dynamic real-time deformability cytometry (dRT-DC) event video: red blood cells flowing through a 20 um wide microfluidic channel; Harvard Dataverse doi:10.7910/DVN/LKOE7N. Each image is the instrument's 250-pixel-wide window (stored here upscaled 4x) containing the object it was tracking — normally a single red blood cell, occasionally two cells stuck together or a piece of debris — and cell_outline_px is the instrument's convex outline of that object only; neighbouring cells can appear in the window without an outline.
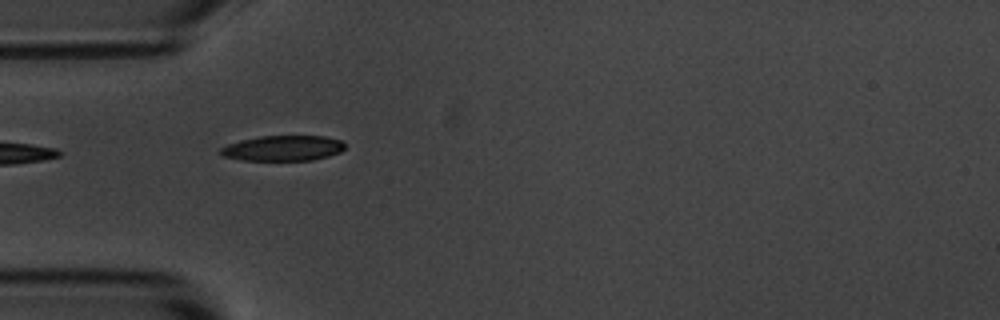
{"species": "common noctule bat (a hibernating species)", "species_latin": "Nyctalus noctula", "temperature_condition": "room temperature", "stored_images_in_passage": 15, "camera_frame_rate_fps": 3000, "um_per_image_px": 0.085, "animal": {"sex": "male", "body_mass_g": 20.1, "forearm_length_mm": 53.5}, "frame": {"image": 1, "passage_image": 1, "time_ms": 0.0, "image_size_px": [1000, 320], "cell_outline_px": [[344, 148], [340, 152], [328, 156], [312, 160], [240, 160], [224, 156], [220, 152], [220, 148], [228, 144], [240, 140], [260, 136], [324, 136], [340, 140], [344, 144]], "centroid_in_image_um": [24.04, 12.59], "position_along_channel_um": 61.0, "area_um2": 18.26}}